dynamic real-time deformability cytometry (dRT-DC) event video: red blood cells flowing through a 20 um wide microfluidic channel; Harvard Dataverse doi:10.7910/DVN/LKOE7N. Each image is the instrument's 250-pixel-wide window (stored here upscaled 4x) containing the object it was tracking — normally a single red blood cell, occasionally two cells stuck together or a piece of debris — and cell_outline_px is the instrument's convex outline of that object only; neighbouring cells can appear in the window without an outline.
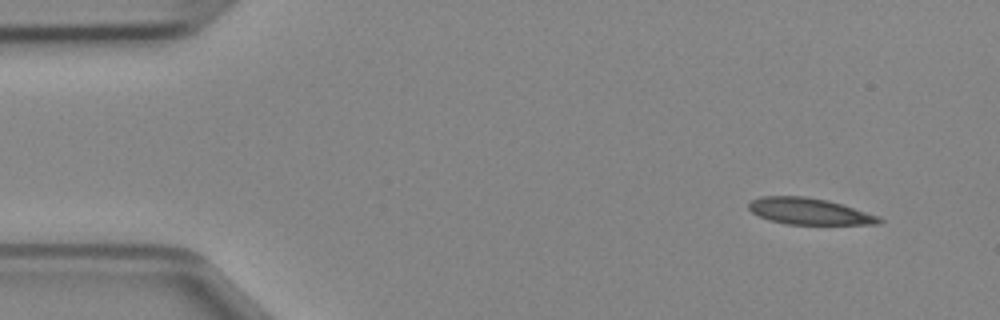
{"species": "Egyptian fruit bat (a non-hibernating species)", "species_latin": "Rousettus aegyptiacus", "temperature_condition": "cold", "stored_images_in_passage": 44, "camera_frame_rate_fps": 3000, "um_per_image_px": 0.085, "animal": {"sex": "female"}, "frame": {"image": 1, "passage_image": 1, "time_ms": 0.0, "image_size_px": [1000, 320], "cell_outline_px": [[884, 220], [880, 224], [784, 224], [768, 220], [752, 212], [748, 208], [748, 204], [752, 200], [760, 196], [804, 196], [828, 200], [880, 216]], "centroid_in_image_um": [68.78, 17.96], "position_along_channel_um": 16.2, "area_um2": 20.11}}
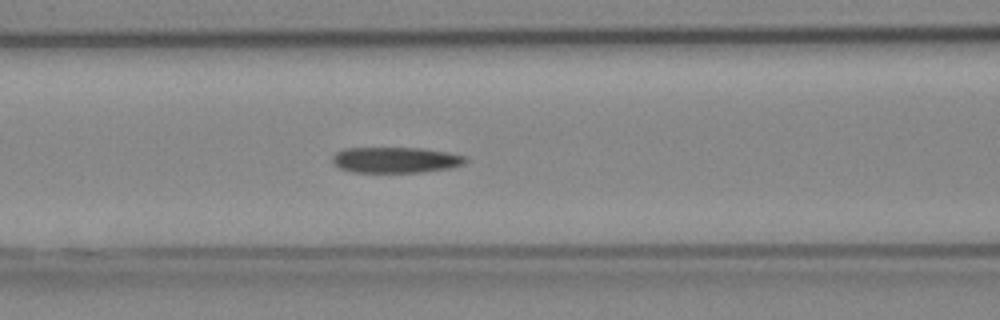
{"frame": {"image": 2, "passage_image": 16, "time_ms": 5.0, "image_size_px": [1000, 320], "cell_outline_px": [[468, 160], [464, 164], [452, 168], [420, 172], [352, 172], [340, 168], [332, 164], [332, 156], [336, 152], [344, 148], [424, 148], [448, 152], [468, 156]], "centroid_in_image_um": [33.65, 13.59], "position_along_channel_um": 132.9, "area_um2": 20.29}}
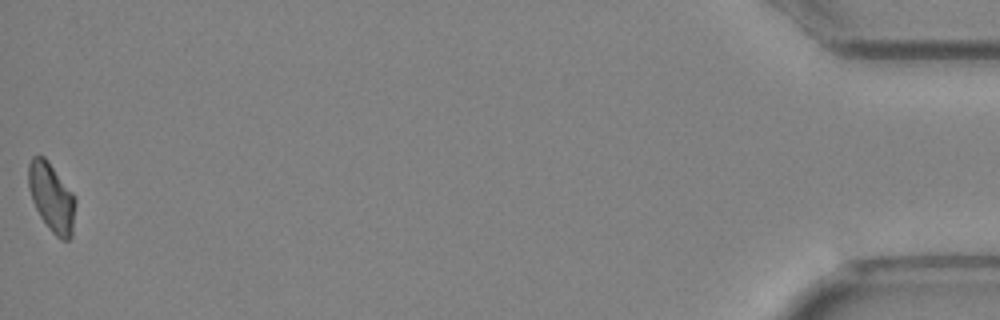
{"frame": {"image": 3, "passage_image": 44, "time_ms": 14.333, "image_size_px": [1000, 320], "cell_outline_px": [[76, 200], [72, 236], [68, 240], [60, 240], [52, 232], [40, 216], [32, 200], [28, 188], [28, 164], [32, 156], [44, 156], [48, 160], [76, 196]], "centroid_in_image_um": [4.4, 16.77], "position_along_channel_um": 430.8, "area_um2": 19.02}}